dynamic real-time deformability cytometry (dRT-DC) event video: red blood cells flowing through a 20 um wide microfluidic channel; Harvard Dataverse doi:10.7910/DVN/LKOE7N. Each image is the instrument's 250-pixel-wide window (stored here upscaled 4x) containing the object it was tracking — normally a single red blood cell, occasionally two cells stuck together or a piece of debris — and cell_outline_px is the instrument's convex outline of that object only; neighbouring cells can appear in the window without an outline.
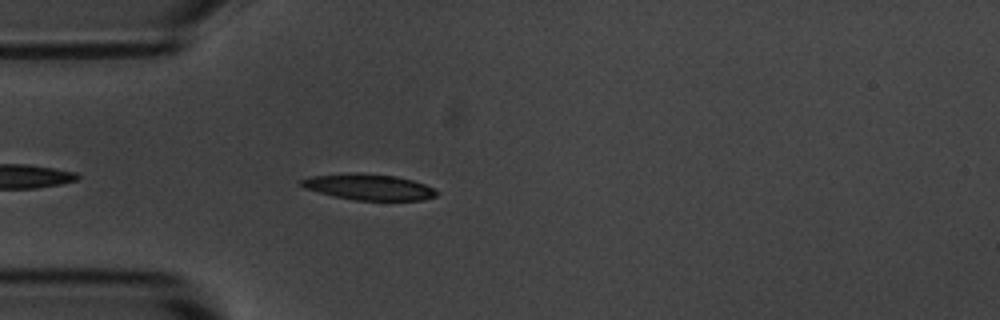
{"species": "common noctule bat (a hibernating species)", "species_latin": "Nyctalus noctula", "temperature_condition": "room temperature", "stored_images_in_passage": 4, "camera_frame_rate_fps": 3000, "um_per_image_px": 0.085, "animal": {"sex": "male", "body_mass_g": 20.1, "forearm_length_mm": 53.5}, "frame": {"image": 1, "passage_image": 4, "time_ms": 3.667, "image_size_px": [1000, 320], "cell_outline_px": [[440, 192], [436, 196], [424, 200], [356, 200], [332, 196], [304, 188], [300, 184], [300, 180], [312, 176], [356, 172], [396, 176], [412, 180], [424, 184]], "centroid_in_image_um": [31.35, 15.89], "position_along_channel_um": 53.7, "area_um2": 20.46}}